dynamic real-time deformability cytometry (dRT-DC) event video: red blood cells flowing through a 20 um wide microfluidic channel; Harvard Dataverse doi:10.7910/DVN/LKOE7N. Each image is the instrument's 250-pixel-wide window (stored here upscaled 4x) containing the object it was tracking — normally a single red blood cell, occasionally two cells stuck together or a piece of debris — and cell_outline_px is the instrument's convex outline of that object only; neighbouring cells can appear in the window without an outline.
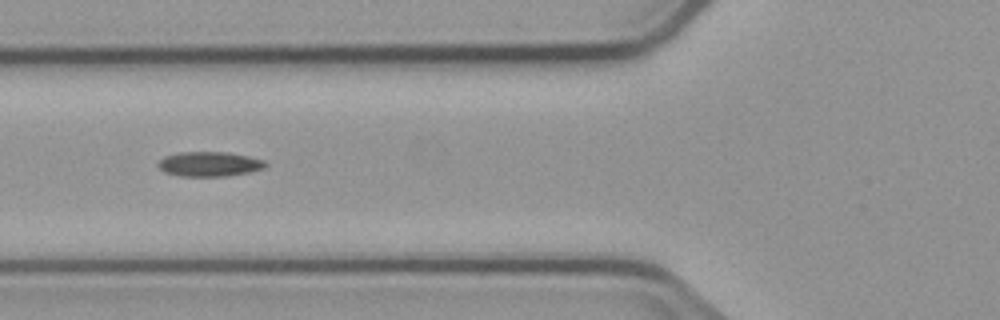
{"species": "common noctule bat (a hibernating species)", "species_latin": "Nyctalus noctula", "temperature_condition": "cold", "stored_images_in_passage": 3, "camera_frame_rate_fps": 3000, "um_per_image_px": 0.085, "animal": {"sex": "male", "body_mass_g": 23.1, "forearm_length_mm": 52.7}, "frame": {"image": 1, "passage_image": 3, "time_ms": 2.333, "image_size_px": [1000, 320], "cell_outline_px": [[268, 164], [264, 168], [248, 172], [228, 176], [180, 176], [164, 172], [156, 164], [164, 156], [180, 152], [224, 152], [248, 156], [264, 160]], "centroid_in_image_um": [17.78, 13.94], "position_along_channel_um": 108.0, "area_um2": 15.43}}